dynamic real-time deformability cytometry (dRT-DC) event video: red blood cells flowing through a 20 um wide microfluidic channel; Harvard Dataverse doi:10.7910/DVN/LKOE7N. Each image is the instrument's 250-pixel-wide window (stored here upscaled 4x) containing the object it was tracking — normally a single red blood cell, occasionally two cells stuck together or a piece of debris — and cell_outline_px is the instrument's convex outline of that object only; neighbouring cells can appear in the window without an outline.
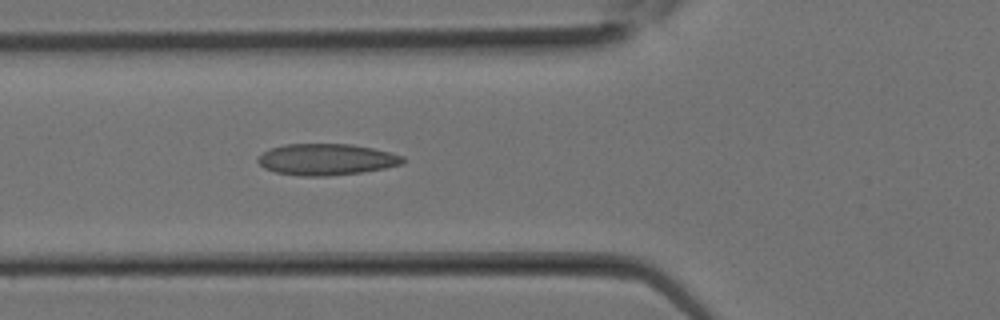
{"species": "Egyptian fruit bat (a non-hibernating species)", "species_latin": "Rousettus aegyptiacus", "temperature_condition": "room temperature", "stored_images_in_passage": 10, "camera_frame_rate_fps": 3000, "um_per_image_px": 0.085, "animal": {"sex": "female"}, "frame": {"image": 1, "passage_image": 10, "time_ms": 3.0, "image_size_px": [1000, 320], "cell_outline_px": [[404, 160], [400, 164], [384, 168], [360, 172], [328, 176], [300, 176], [276, 172], [264, 168], [256, 160], [264, 152], [272, 148], [284, 144], [352, 144], [372, 148], [404, 156]], "centroid_in_image_um": [27.72, 13.55], "position_along_channel_um": 98.1, "area_um2": 26.24}}